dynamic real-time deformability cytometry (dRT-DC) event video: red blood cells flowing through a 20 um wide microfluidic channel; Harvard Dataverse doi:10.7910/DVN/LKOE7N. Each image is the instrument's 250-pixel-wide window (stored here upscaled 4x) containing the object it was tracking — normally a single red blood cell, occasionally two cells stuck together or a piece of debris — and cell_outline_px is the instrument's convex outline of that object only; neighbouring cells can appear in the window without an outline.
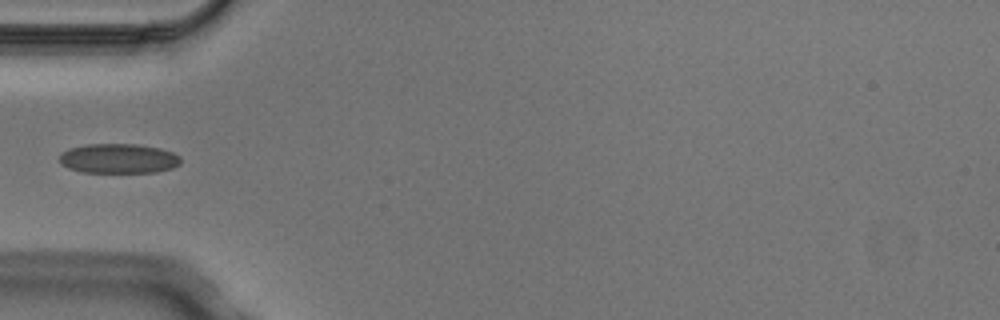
{"species": "Egyptian fruit bat (a non-hibernating species)", "species_latin": "Rousettus aegyptiacus", "temperature_condition": "cold", "stored_images_in_passage": 6, "camera_frame_rate_fps": 3000, "um_per_image_px": 0.085, "animal": {"sex": "male"}, "frame": {"image": 1, "passage_image": 5, "time_ms": 1.333, "image_size_px": [1000, 320], "cell_outline_px": [[180, 164], [172, 168], [156, 172], [80, 172], [68, 168], [60, 160], [60, 156], [68, 148], [84, 144], [136, 144], [160, 148], [172, 152], [180, 156]], "centroid_in_image_um": [10.09, 13.47], "position_along_channel_um": 74.9, "area_um2": 20.92}}
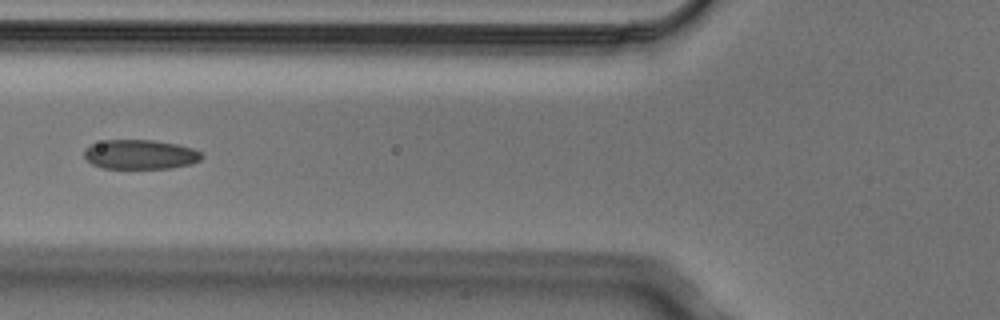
{"frame": {"image": 2, "passage_image": 6, "time_ms": 1.667, "image_size_px": [1000, 320], "cell_outline_px": [[204, 156], [200, 160], [192, 164], [168, 168], [100, 168], [92, 164], [84, 156], [84, 148], [88, 144], [104, 140], [156, 140], [176, 144], [192, 148], [200, 152]], "centroid_in_image_um": [11.89, 13.12], "position_along_channel_um": 113.9, "area_um2": 20.35}}